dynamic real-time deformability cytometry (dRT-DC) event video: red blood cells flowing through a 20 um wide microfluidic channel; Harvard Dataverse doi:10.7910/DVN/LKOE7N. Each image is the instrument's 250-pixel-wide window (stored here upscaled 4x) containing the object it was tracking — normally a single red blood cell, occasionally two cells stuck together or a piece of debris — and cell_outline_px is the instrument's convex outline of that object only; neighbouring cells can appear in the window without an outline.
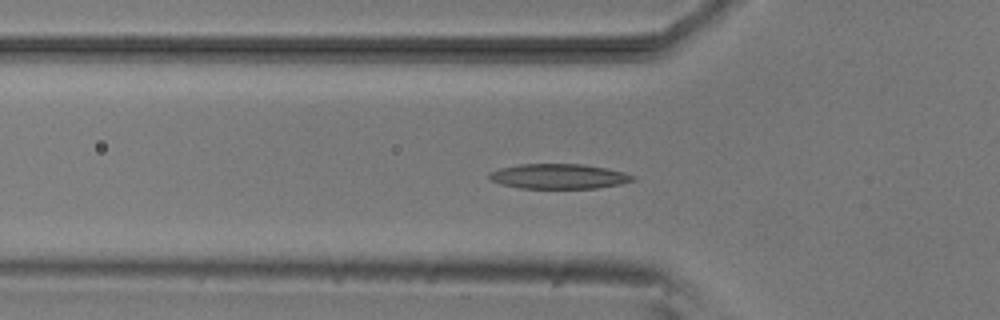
{"species": "common noctule bat (a hibernating species)", "species_latin": "Nyctalus noctula", "temperature_condition": "room temperature", "stored_images_in_passage": 50, "camera_frame_rate_fps": 3000, "um_per_image_px": 0.085, "animal": {"sex": "male", "body_mass_g": 20.5, "forearm_length_mm": 52.5}, "frame": {"image": 1, "passage_image": 17, "time_ms": 5.333, "image_size_px": [1000, 320], "cell_outline_px": [[636, 180], [620, 184], [596, 188], [520, 188], [500, 184], [488, 180], [488, 172], [500, 168], [520, 164], [584, 164], [608, 168], [624, 172], [636, 176]], "centroid_in_image_um": [47.48, 14.98], "position_along_channel_um": 78.3, "area_um2": 21.1}}
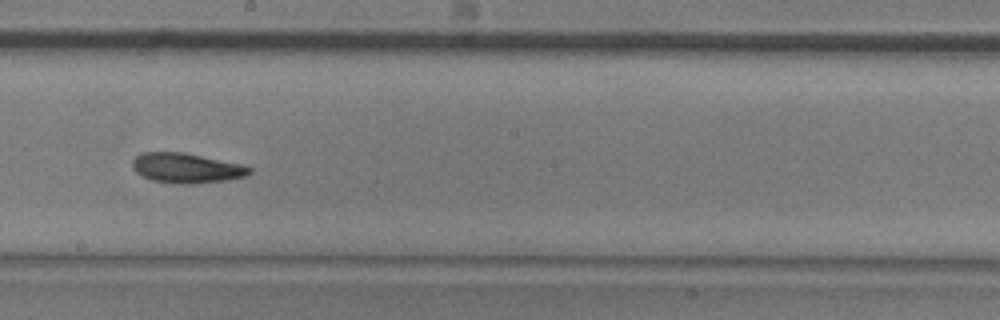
{"frame": {"image": 2, "passage_image": 29, "time_ms": 9.333, "image_size_px": [1000, 320], "cell_outline_px": [[252, 172], [244, 176], [224, 180], [192, 184], [180, 184], [152, 180], [140, 176], [132, 168], [132, 160], [140, 152], [184, 152], [240, 164], [252, 168]], "centroid_in_image_um": [15.79, 14.28], "position_along_channel_um": 232.4, "area_um2": 20.35}}
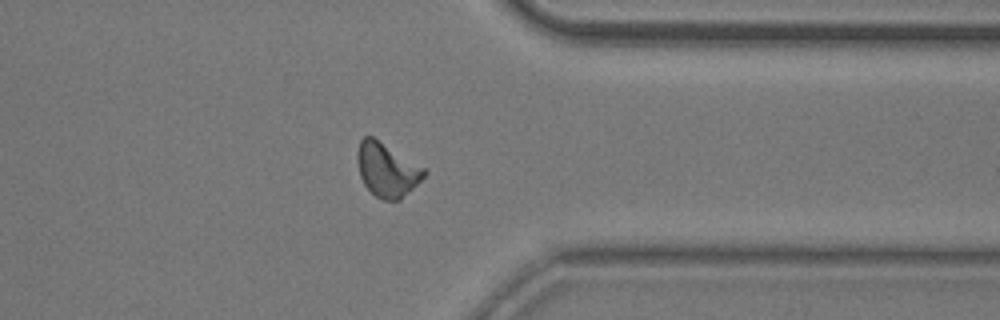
{"frame": {"image": 3, "passage_image": 41, "time_ms": 13.333, "image_size_px": [1000, 320], "cell_outline_px": [[428, 172], [400, 200], [380, 200], [364, 184], [360, 176], [356, 160], [356, 152], [360, 140], [364, 136], [372, 136], [424, 168]], "centroid_in_image_um": [32.85, 14.43], "position_along_channel_um": 378.6, "area_um2": 20.69}, "authors_computed_cell_mechanics": {"area_um2": 20.3167, "velocity_mm_per_s": 3.8337, "shape_relaxation_time_tau1_ms": 4.1528, "shape_relaxation_time_tau2_ms": 2.8971, "deformation_change_tau1": 0.1467, "deformation_change_tau2": 0.1092}}